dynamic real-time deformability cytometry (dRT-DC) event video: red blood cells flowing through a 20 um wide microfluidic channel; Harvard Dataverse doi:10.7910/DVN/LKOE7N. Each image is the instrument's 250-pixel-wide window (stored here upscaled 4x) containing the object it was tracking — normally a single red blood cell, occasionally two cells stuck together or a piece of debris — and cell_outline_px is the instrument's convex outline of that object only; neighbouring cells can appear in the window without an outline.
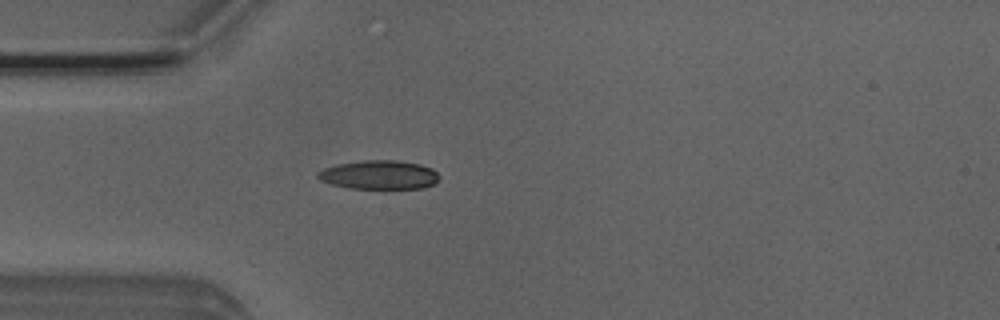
{"species": "Egyptian fruit bat (a non-hibernating species)", "species_latin": "Rousettus aegyptiacus", "temperature_condition": "room temperature", "stored_images_in_passage": 3, "camera_frame_rate_fps": 3000, "um_per_image_px": 0.085, "animal": {"sex": "male"}, "frame": {"image": 1, "passage_image": 3, "time_ms": 0.667, "image_size_px": [1000, 320], "cell_outline_px": [[440, 176], [436, 184], [424, 188], [348, 188], [332, 184], [320, 180], [316, 176], [316, 172], [324, 168], [336, 164], [360, 160], [396, 160], [420, 164], [432, 168]], "centroid_in_image_um": [32.23, 14.85], "position_along_channel_um": 52.8, "area_um2": 20.63}}